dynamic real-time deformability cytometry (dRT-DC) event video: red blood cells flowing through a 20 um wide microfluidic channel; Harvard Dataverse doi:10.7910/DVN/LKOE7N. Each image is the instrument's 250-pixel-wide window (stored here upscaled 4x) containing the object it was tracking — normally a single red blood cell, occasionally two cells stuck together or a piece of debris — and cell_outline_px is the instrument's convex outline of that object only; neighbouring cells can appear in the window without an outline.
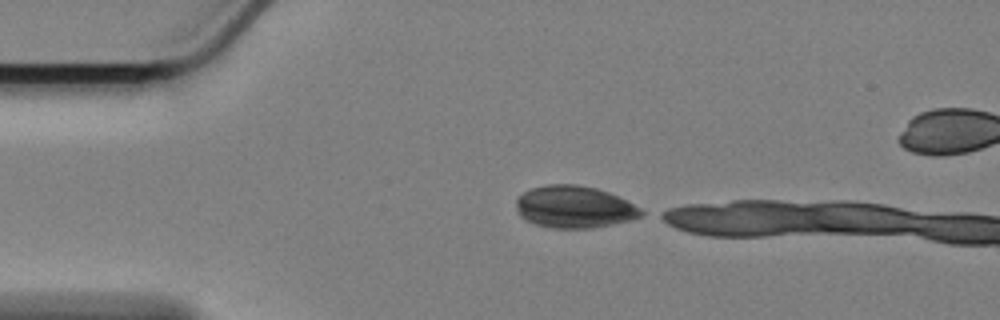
{"species": "Egyptian fruit bat (a non-hibernating species)", "species_latin": "Rousettus aegyptiacus", "temperature_condition": "cold", "stored_images_in_passage": 13, "camera_frame_rate_fps": 3000, "um_per_image_px": 0.085, "animal": {"sex": "female"}, "frame": {"image": 1, "passage_image": 1, "time_ms": 0.0, "image_size_px": [1000, 320], "cell_outline_px": [[648, 212], [640, 216], [628, 220], [612, 224], [592, 228], [552, 228], [536, 224], [520, 216], [516, 208], [516, 200], [524, 192], [532, 188], [548, 184], [576, 184], [596, 188], [608, 192]], "centroid_in_image_um": [48.8, 17.59], "position_along_channel_um": 36.2, "area_um2": 30.4}}
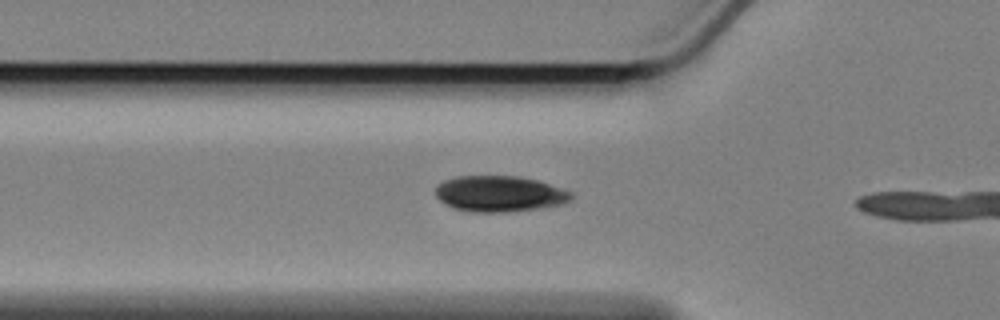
{"frame": {"image": 2, "passage_image": 8, "time_ms": 2.333, "image_size_px": [1000, 320], "cell_outline_px": [[572, 196], [564, 204], [508, 212], [472, 212], [452, 208], [440, 200], [436, 196], [436, 188], [444, 180], [456, 176], [520, 176], [536, 180], [572, 192]], "centroid_in_image_um": [42.43, 16.47], "position_along_channel_um": 83.4, "area_um2": 28.21}}
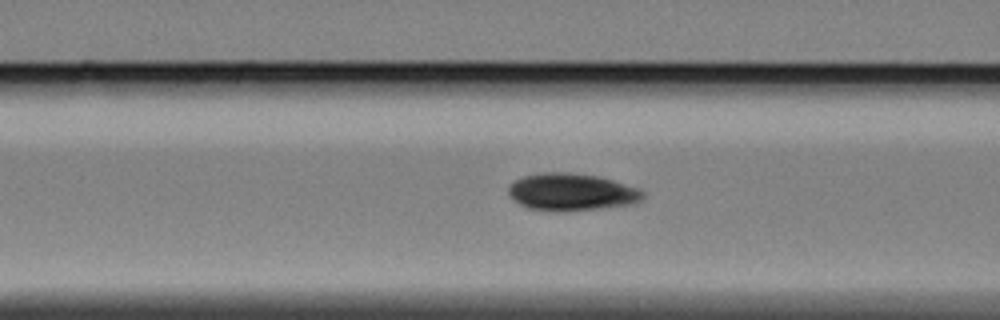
{"frame": {"image": 3, "passage_image": 11, "time_ms": 3.333, "image_size_px": [1000, 320], "cell_outline_px": [[644, 196], [636, 204], [600, 208], [560, 212], [556, 212], [528, 208], [520, 204], [508, 192], [508, 188], [516, 180], [524, 176], [540, 172], [568, 172], [596, 176], [612, 180], [640, 188], [644, 192]], "centroid_in_image_um": [48.62, 16.33], "position_along_channel_um": 118.0, "area_um2": 29.19}}